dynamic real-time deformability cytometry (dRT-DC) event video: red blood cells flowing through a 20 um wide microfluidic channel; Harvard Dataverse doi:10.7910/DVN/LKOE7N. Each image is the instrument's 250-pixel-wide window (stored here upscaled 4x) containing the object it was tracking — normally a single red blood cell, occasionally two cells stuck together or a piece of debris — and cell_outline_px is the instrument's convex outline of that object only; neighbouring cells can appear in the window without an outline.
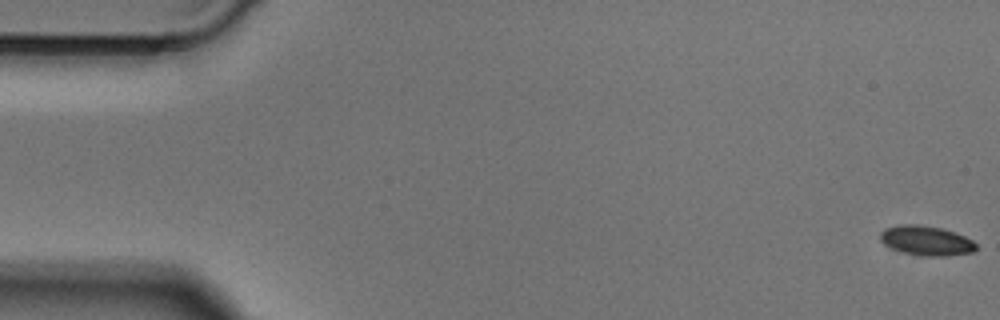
{"species": "Egyptian fruit bat (a non-hibernating species)", "species_latin": "Rousettus aegyptiacus", "temperature_condition": "cold", "stored_images_in_passage": 50, "camera_frame_rate_fps": 3000, "um_per_image_px": 0.085, "animal": {"sex": "male"}, "frame": {"image": 1, "passage_image": 1, "time_ms": 0.0, "image_size_px": [1000, 320], "cell_outline_px": [[976, 248], [972, 252], [944, 256], [928, 256], [900, 252], [884, 244], [880, 240], [880, 232], [884, 228], [896, 224], [920, 224], [944, 228], [964, 236], [972, 240], [976, 244]], "centroid_in_image_um": [78.69, 20.43], "position_along_channel_um": 6.3, "area_um2": 16.7}}
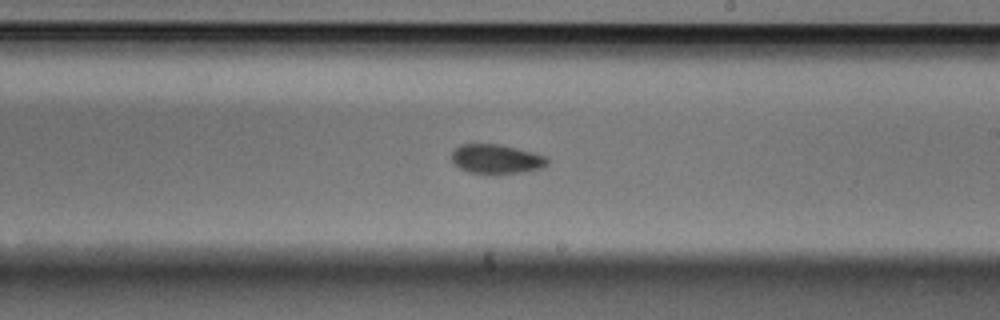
{"frame": {"image": 2, "passage_image": 29, "time_ms": 9.333, "image_size_px": [1000, 320], "cell_outline_px": [[548, 164], [544, 168], [524, 172], [468, 172], [460, 168], [452, 160], [452, 152], [460, 144], [496, 144], [516, 148], [548, 156]], "centroid_in_image_um": [42.23, 13.5], "position_along_channel_um": 246.8, "area_um2": 16.01}}
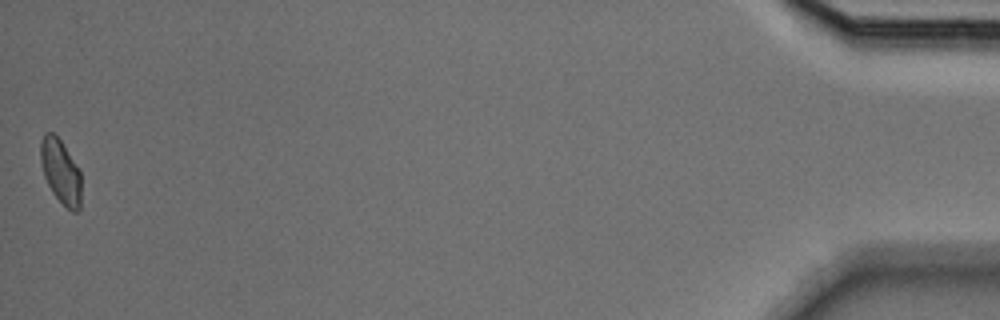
{"frame": {"image": 3, "passage_image": 50, "time_ms": 16.333, "image_size_px": [1000, 320], "cell_outline_px": [[80, 208], [76, 212], [72, 212], [52, 192], [44, 176], [40, 160], [40, 140], [44, 132], [52, 132], [60, 140], [80, 168]], "centroid_in_image_um": [5.15, 14.54], "position_along_channel_um": 430.1, "area_um2": 15.2}}